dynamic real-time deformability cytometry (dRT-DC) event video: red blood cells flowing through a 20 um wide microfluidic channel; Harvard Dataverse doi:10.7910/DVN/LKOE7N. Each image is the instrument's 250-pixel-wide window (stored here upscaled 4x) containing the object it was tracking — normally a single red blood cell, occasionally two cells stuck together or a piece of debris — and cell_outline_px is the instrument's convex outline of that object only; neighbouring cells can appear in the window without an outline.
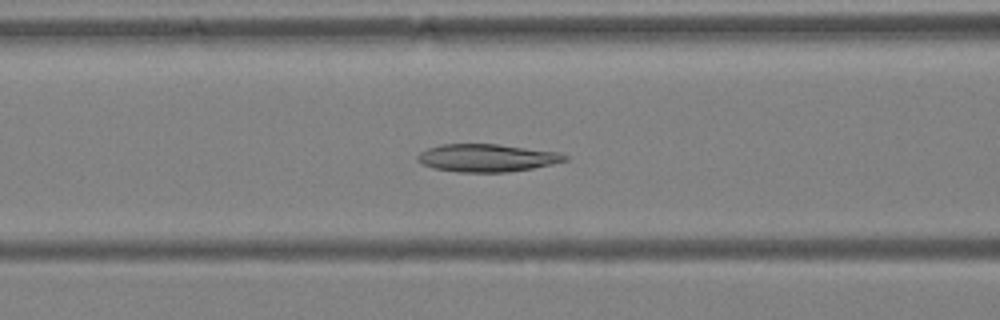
{"species": "Egyptian fruit bat (a non-hibernating species)", "species_latin": "Rousettus aegyptiacus", "temperature_condition": "warm", "stored_images_in_passage": 48, "camera_frame_rate_fps": 3000, "um_per_image_px": 0.085, "animal": {"sex": "female"}, "frame": {"image": 1, "passage_image": 20, "time_ms": 6.333, "image_size_px": [1000, 320], "cell_outline_px": [[568, 160], [552, 164], [532, 168], [508, 172], [456, 172], [432, 168], [420, 164], [416, 160], [416, 156], [420, 152], [428, 148], [440, 144], [496, 144], [560, 152], [568, 156]], "centroid_in_image_um": [41.35, 13.42], "position_along_channel_um": 125.3, "area_um2": 23.99}}
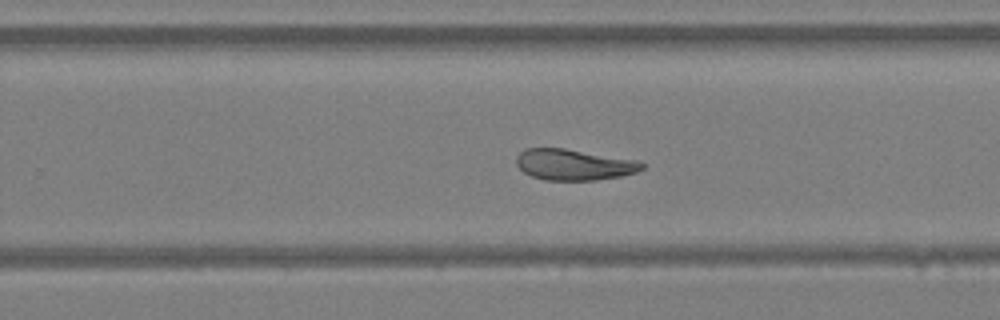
{"frame": {"image": 2, "passage_image": 31, "time_ms": 10.0, "image_size_px": [1000, 320], "cell_outline_px": [[644, 168], [636, 172], [620, 176], [596, 180], [544, 180], [532, 176], [524, 172], [516, 164], [516, 156], [524, 148], [564, 148], [636, 160], [644, 164]], "centroid_in_image_um": [48.75, 13.99], "position_along_channel_um": 281.1, "area_um2": 22.6}}
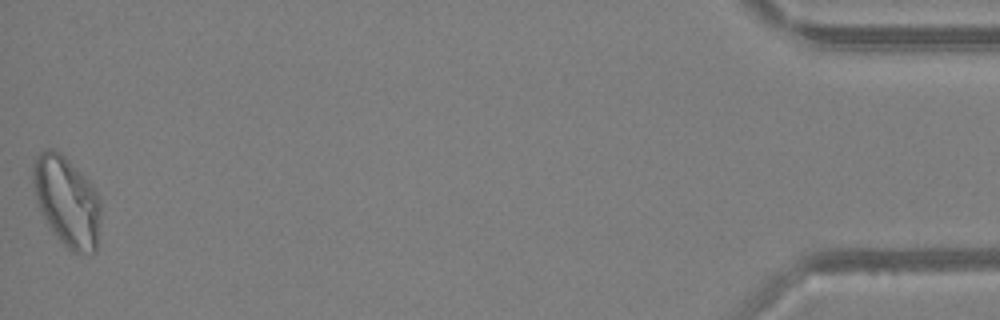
{"frame": {"image": 3, "passage_image": 48, "time_ms": 15.667, "image_size_px": [1000, 320], "cell_outline_px": [[100, 220], [96, 252], [72, 252], [52, 232], [36, 200], [32, 180], [32, 164], [36, 156], [40, 152], [48, 148], [52, 148], [60, 152], [88, 180], [96, 192], [100, 200]], "centroid_in_image_um": [5.67, 17.09], "position_along_channel_um": 429.5, "area_um2": 35.26}, "authors_computed_cell_mechanics": {"area_um2": 26.7036, "velocity_mm_per_s": 4.2663, "shape_relaxation_time_tau1_ms": 7.6164, "shape_relaxation_time_tau2_ms": 3.1037, "deformation_change_tau1": 0.189, "deformation_change_tau2": 0.0837}}